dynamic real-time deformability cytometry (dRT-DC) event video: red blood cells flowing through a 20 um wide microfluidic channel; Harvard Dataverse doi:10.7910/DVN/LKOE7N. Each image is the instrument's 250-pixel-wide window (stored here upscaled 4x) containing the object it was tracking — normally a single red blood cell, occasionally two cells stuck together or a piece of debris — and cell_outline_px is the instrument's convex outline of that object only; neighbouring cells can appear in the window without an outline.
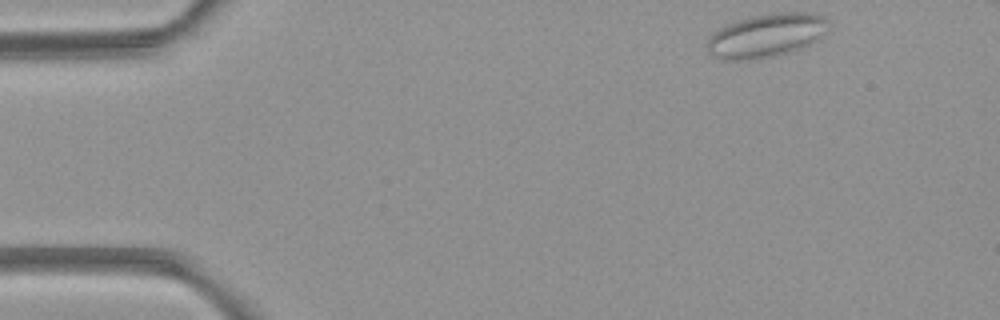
{"species": "common noctule bat (a hibernating species)", "species_latin": "Nyctalus noctula", "temperature_condition": "room temperature", "stored_images_in_passage": 5, "camera_frame_rate_fps": 3000, "um_per_image_px": 0.085, "animal": {"sex": "female", "body_mass_g": 21.9}, "frame": {"image": 1, "passage_image": 1, "time_ms": 0.0, "image_size_px": [1000, 320], "cell_outline_px": [[828, 20], [824, 32], [816, 40], [792, 52], [772, 56], [736, 60], [716, 56], [708, 52], [708, 40], [712, 32], [716, 28], [724, 24], [752, 16], [776, 12], [804, 12], [824, 16]], "centroid_in_image_um": [65.11, 2.98], "position_along_channel_um": 19.9, "area_um2": 30.35}}